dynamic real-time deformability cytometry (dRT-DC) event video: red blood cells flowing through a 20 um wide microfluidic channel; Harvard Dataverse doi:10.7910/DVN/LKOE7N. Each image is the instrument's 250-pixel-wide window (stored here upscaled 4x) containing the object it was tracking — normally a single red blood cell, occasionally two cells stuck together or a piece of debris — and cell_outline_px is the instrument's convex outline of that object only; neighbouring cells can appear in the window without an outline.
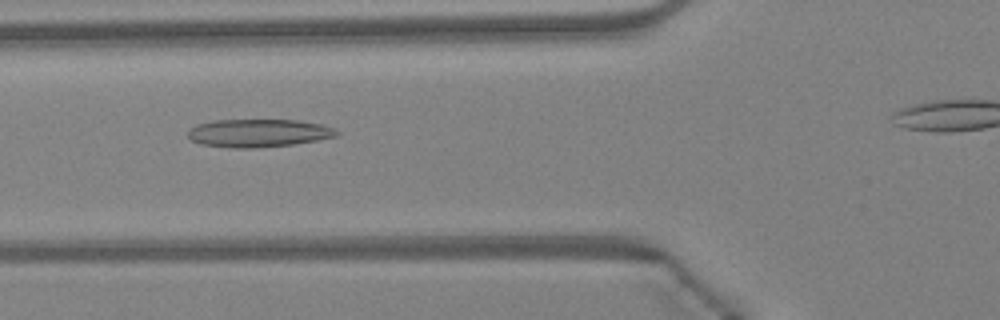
{"species": "Egyptian fruit bat (a non-hibernating species)", "species_latin": "Rousettus aegyptiacus", "temperature_condition": "warm", "stored_images_in_passage": 26, "camera_frame_rate_fps": 3000, "um_per_image_px": 0.085, "animal": {"sex": "female"}, "frame": {"image": 1, "passage_image": 3, "time_ms": 0.667, "image_size_px": [1000, 320], "cell_outline_px": [[340, 132], [336, 136], [316, 140], [292, 144], [256, 148], [232, 148], [200, 144], [192, 140], [188, 136], [188, 132], [196, 124], [216, 120], [296, 120], [320, 124], [336, 128]], "centroid_in_image_um": [21.97, 11.31], "position_along_channel_um": 103.8, "area_um2": 24.16}}
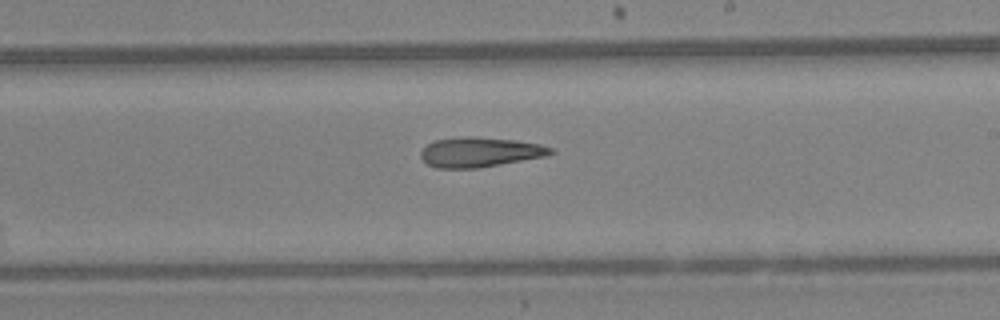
{"frame": {"image": 2, "passage_image": 13, "time_ms": 4.0, "image_size_px": [1000, 320], "cell_outline_px": [[556, 152], [544, 156], [480, 168], [436, 168], [428, 164], [420, 156], [420, 152], [428, 144], [436, 140], [460, 136], [472, 136], [512, 140], [540, 144], [552, 148]], "centroid_in_image_um": [40.77, 12.93], "position_along_channel_um": 248.2, "area_um2": 22.43}}
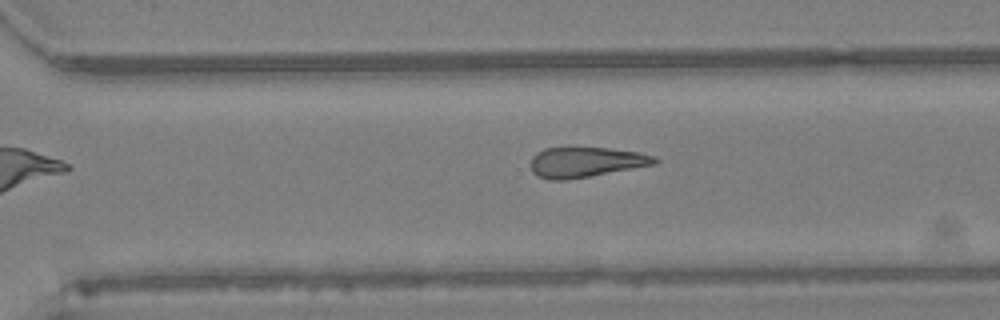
{"frame": {"image": 3, "passage_image": 18, "time_ms": 5.667, "image_size_px": [1000, 320], "cell_outline_px": [[660, 160], [656, 164], [592, 176], [564, 180], [548, 180], [532, 172], [532, 156], [536, 152], [544, 148], [608, 148], [640, 152], [656, 156]], "centroid_in_image_um": [49.84, 13.78], "position_along_channel_um": 320.8, "area_um2": 21.85}}